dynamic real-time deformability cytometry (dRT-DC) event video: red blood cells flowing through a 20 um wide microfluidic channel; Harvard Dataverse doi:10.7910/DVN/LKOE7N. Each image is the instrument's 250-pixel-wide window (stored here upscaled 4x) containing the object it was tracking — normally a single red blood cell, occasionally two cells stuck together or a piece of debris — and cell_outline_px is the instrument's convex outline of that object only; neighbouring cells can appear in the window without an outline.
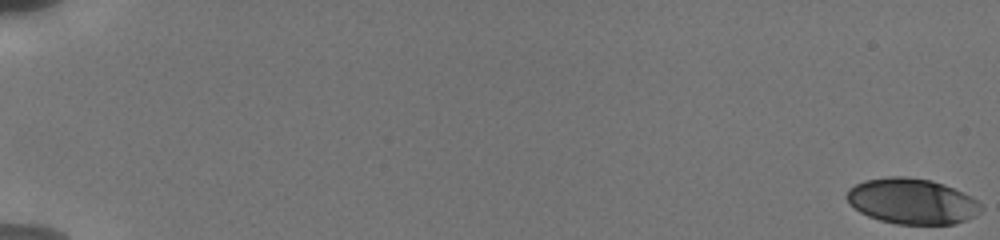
{"species": "human", "species_latin": "Homo sapiens", "temperature_condition": "cold", "stored_images_in_passage": 26, "camera_frame_rate_fps": 3000, "um_per_image_px": 0.085, "donor": {"sex": "male"}, "frame": {"image": 1, "passage_image": 1, "time_ms": 0.0, "image_size_px": [1000, 240], "cell_outline_px": [[984, 208], [980, 212], [964, 220], [952, 224], [896, 224], [880, 220], [868, 216], [860, 212], [848, 200], [848, 188], [864, 180], [888, 176], [904, 176], [932, 180], [944, 184], [976, 200]], "centroid_in_image_um": [77.5, 17.1], "position_along_channel_um": 7.5, "area_um2": 35.26}}
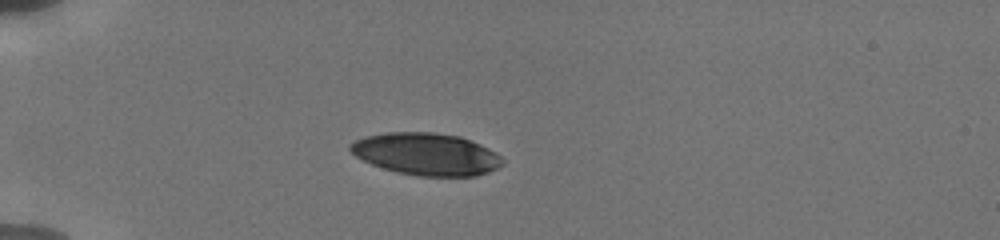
{"frame": {"image": 2, "passage_image": 19, "time_ms": 5.667, "image_size_px": [1000, 240], "cell_outline_px": [[504, 164], [488, 172], [476, 176], [416, 176], [396, 172], [372, 164], [356, 156], [348, 148], [356, 140], [364, 136], [388, 132], [432, 132], [460, 136], [480, 144], [488, 148], [500, 156], [504, 160]], "centroid_in_image_um": [36.25, 13.1], "position_along_channel_um": 48.7, "area_um2": 37.34}}
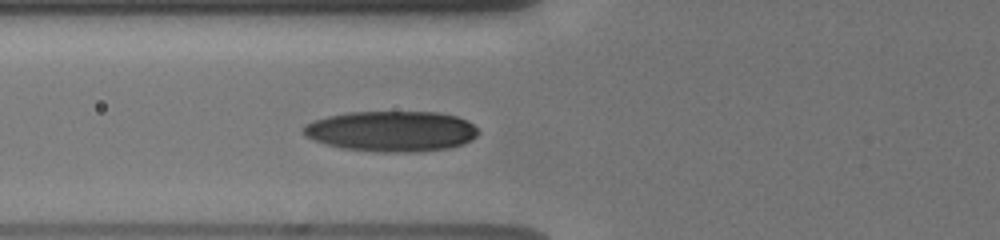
{"frame": {"image": 3, "passage_image": 26, "time_ms": 7.667, "image_size_px": [1000, 240], "cell_outline_px": [[480, 132], [472, 140], [464, 144], [448, 148], [408, 152], [380, 152], [340, 148], [312, 140], [304, 136], [300, 132], [300, 128], [304, 124], [312, 120], [328, 116], [348, 112], [436, 112], [456, 116], [468, 120]], "centroid_in_image_um": [33.22, 11.15], "position_along_channel_um": 92.6, "area_um2": 41.73}}